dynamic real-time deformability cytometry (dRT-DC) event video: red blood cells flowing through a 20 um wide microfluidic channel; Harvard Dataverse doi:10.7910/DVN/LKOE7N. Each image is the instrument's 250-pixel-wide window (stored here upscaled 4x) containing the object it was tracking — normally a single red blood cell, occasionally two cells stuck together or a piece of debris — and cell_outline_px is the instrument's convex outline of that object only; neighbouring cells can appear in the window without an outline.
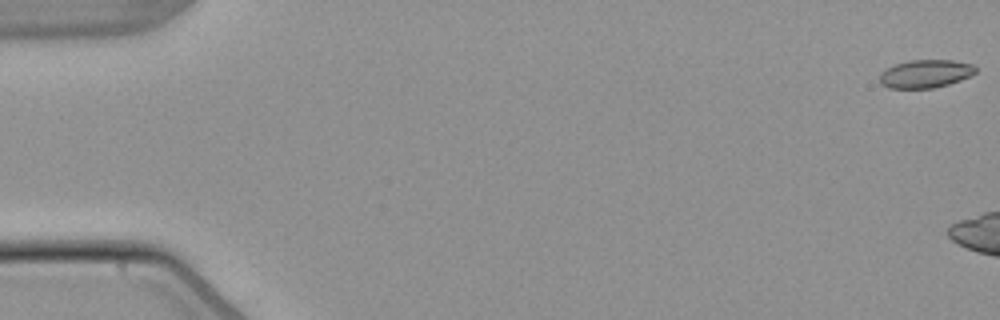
{"species": "common noctule bat (a hibernating species)", "species_latin": "Nyctalus noctula", "temperature_condition": "warm", "stored_images_in_passage": 17, "camera_frame_rate_fps": 3000, "um_per_image_px": 0.085, "animal": {"sex": "male", "body_mass_g": 21.5, "forearm_length_mm": 52.0}, "frame": {"image": 1, "passage_image": 1, "time_ms": 0.0, "image_size_px": [1000, 320], "cell_outline_px": [[976, 72], [960, 80], [948, 84], [932, 88], [888, 88], [880, 84], [880, 72], [884, 68], [908, 60], [952, 60], [972, 64], [976, 68]], "centroid_in_image_um": [78.61, 6.26], "position_along_channel_um": 6.4, "area_um2": 15.72}}
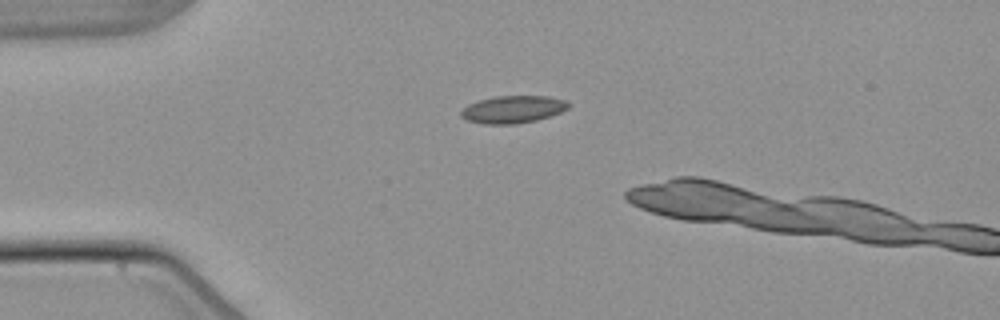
{"frame": {"image": 2, "passage_image": 14, "time_ms": 4.333, "image_size_px": [1000, 320], "cell_outline_px": [[568, 108], [560, 112], [536, 120], [516, 124], [484, 124], [468, 120], [460, 116], [460, 112], [468, 104], [480, 100], [496, 96], [548, 96], [564, 100], [568, 104]], "centroid_in_image_um": [43.57, 9.3], "position_along_channel_um": 41.4, "area_um2": 16.94}}